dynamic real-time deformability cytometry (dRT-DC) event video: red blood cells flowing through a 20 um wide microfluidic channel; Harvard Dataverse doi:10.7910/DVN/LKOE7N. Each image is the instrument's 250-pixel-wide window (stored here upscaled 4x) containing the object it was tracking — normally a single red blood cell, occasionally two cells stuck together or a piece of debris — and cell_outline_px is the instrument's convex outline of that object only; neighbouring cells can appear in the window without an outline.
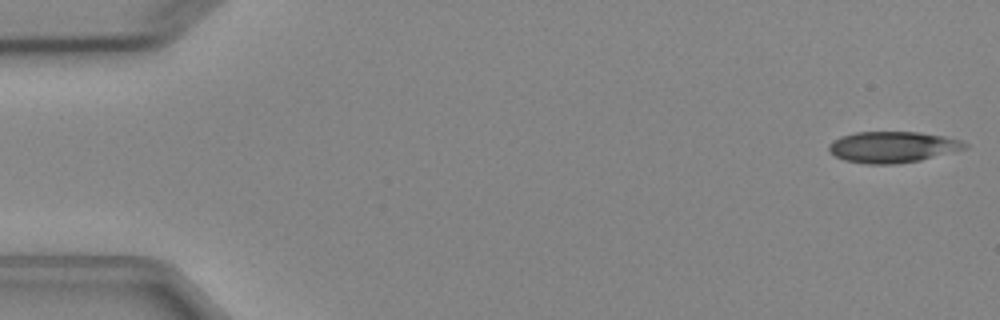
{"species": "Egyptian fruit bat (a non-hibernating species)", "species_latin": "Rousettus aegyptiacus", "temperature_condition": "cold", "stored_images_in_passage": 6, "camera_frame_rate_fps": 3000, "um_per_image_px": 0.085, "animal": {"sex": "female"}, "frame": {"image": 1, "passage_image": 1, "time_ms": 0.0, "image_size_px": [1000, 320], "cell_outline_px": [[968, 148], [920, 160], [896, 164], [868, 164], [844, 160], [828, 152], [828, 144], [832, 140], [840, 136], [856, 132], [920, 132], [944, 136], [960, 140], [968, 144]], "centroid_in_image_um": [75.84, 12.49], "position_along_channel_um": 9.2, "area_um2": 24.8}}
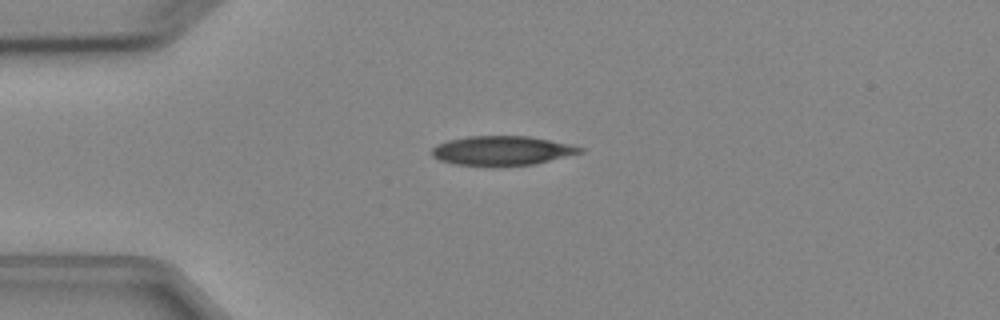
{"frame": {"image": 2, "passage_image": 4, "time_ms": 3.667, "image_size_px": [1000, 320], "cell_outline_px": [[584, 152], [536, 164], [456, 164], [440, 160], [432, 156], [432, 148], [436, 144], [448, 140], [468, 136], [528, 136], [572, 144], [584, 148]], "centroid_in_image_um": [42.71, 12.77], "position_along_channel_um": 42.3, "area_um2": 24.85}}